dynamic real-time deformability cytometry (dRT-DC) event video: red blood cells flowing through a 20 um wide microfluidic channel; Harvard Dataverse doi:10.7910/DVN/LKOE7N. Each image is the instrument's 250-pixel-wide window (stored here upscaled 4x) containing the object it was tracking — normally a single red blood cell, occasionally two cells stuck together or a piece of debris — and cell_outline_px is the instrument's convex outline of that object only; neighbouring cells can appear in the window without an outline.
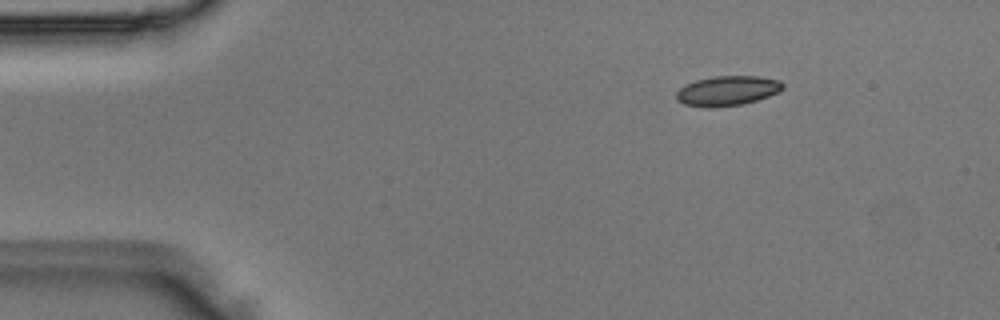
{"species": "Egyptian fruit bat (a non-hibernating species)", "species_latin": "Rousettus aegyptiacus", "temperature_condition": "room temperature", "stored_images_in_passage": 4, "camera_frame_rate_fps": 3000, "um_per_image_px": 0.085, "animal": {"sex": "male"}, "frame": {"image": 1, "passage_image": 2, "time_ms": 0.333, "image_size_px": [1000, 320], "cell_outline_px": [[784, 88], [780, 92], [744, 104], [712, 108], [708, 108], [684, 104], [676, 100], [676, 92], [680, 88], [696, 80], [716, 76], [756, 76], [780, 80], [784, 84]], "centroid_in_image_um": [61.84, 7.72], "position_along_channel_um": 23.2, "area_um2": 18.55}}
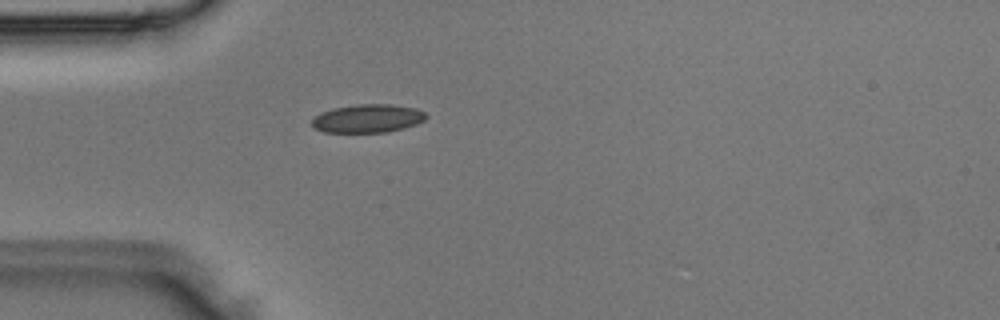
{"frame": {"image": 2, "passage_image": 4, "time_ms": 1.0, "image_size_px": [1000, 320], "cell_outline_px": [[428, 116], [424, 120], [416, 124], [404, 128], [388, 132], [324, 132], [316, 128], [312, 124], [312, 120], [320, 112], [332, 108], [360, 104], [388, 104], [416, 108], [424, 112]], "centroid_in_image_um": [31.27, 10.07], "position_along_channel_um": 53.7, "area_um2": 18.79}}